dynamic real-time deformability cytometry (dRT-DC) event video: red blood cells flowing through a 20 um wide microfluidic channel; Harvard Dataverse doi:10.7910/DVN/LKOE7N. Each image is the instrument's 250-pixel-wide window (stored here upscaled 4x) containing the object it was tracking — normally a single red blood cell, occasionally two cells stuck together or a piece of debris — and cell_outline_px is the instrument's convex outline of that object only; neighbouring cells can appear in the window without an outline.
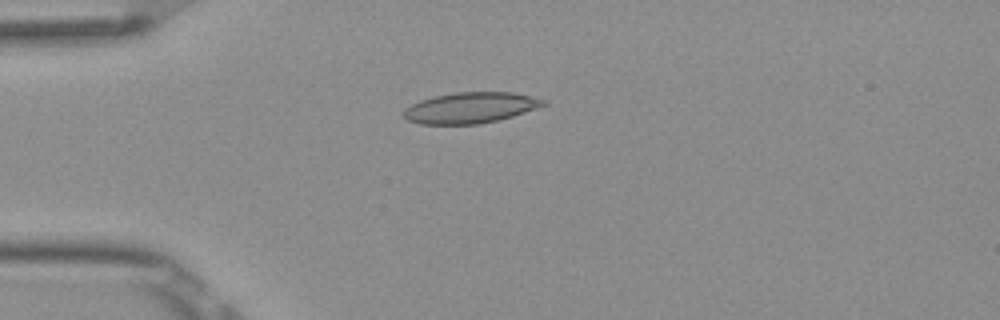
{"species": "Egyptian fruit bat (a non-hibernating species)", "species_latin": "Rousettus aegyptiacus", "temperature_condition": "room temperature", "stored_images_in_passage": 9, "camera_frame_rate_fps": 3000, "um_per_image_px": 0.085, "frame": {"image": 1, "passage_image": 6, "time_ms": 1.667, "image_size_px": [1000, 320], "cell_outline_px": [[548, 104], [512, 116], [480, 124], [420, 124], [408, 120], [404, 116], [404, 108], [420, 100], [436, 96], [456, 92], [512, 92], [548, 100]], "centroid_in_image_um": [40.0, 9.15], "position_along_channel_um": 45.0, "area_um2": 24.97}}
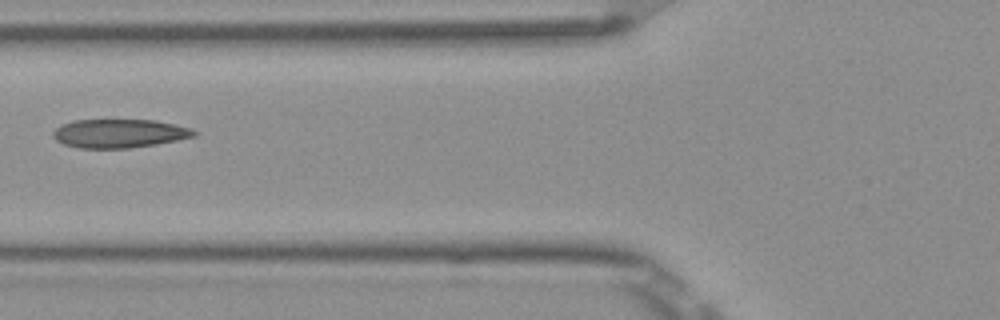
{"frame": {"image": 2, "passage_image": 8, "time_ms": 2.333, "image_size_px": [1000, 320], "cell_outline_px": [[196, 136], [156, 144], [128, 148], [80, 148], [64, 144], [56, 140], [52, 136], [52, 132], [56, 128], [72, 120], [156, 120], [176, 124], [192, 128], [196, 132]], "centroid_in_image_um": [10.15, 11.34], "position_along_channel_um": 115.7, "area_um2": 23.52}}
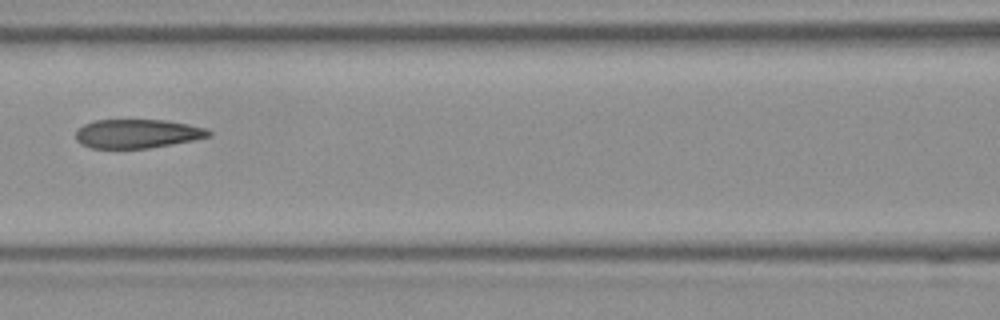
{"frame": {"image": 3, "passage_image": 9, "time_ms": 2.667, "image_size_px": [1000, 320], "cell_outline_px": [[212, 136], [192, 140], [148, 148], [88, 148], [80, 144], [76, 140], [76, 132], [84, 124], [96, 120], [164, 120], [188, 124], [204, 128], [212, 132]], "centroid_in_image_um": [11.65, 11.36], "position_along_channel_um": 155.0, "area_um2": 22.25}}